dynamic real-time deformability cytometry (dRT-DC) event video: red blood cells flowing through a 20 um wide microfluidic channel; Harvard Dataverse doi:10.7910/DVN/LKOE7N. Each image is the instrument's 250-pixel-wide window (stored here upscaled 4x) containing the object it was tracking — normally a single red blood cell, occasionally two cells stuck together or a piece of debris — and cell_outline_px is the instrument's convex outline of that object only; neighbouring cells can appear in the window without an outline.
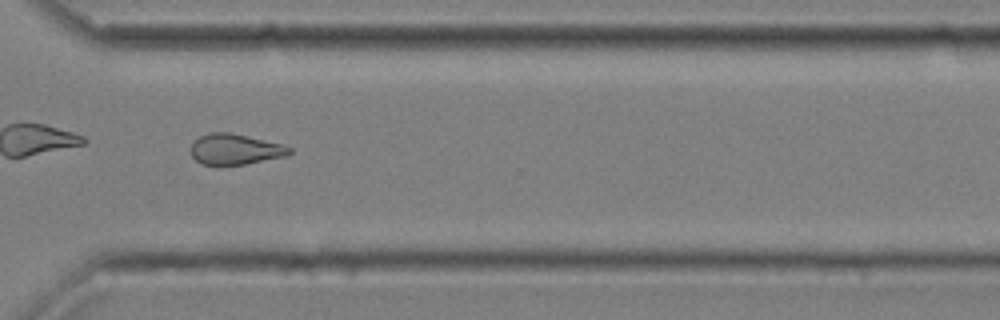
{"species": "common noctule bat (a hibernating species)", "species_latin": "Nyctalus noctula", "temperature_condition": "cold", "stored_images_in_passage": 35, "camera_frame_rate_fps": 3000, "um_per_image_px": 0.085, "animal": {"sex": "male", "body_mass_g": 20.4}, "frame": {"image": 1, "passage_image": 25, "time_ms": 8.0, "image_size_px": [1000, 320], "cell_outline_px": [[292, 152], [288, 156], [244, 164], [220, 168], [216, 168], [204, 164], [196, 160], [188, 152], [188, 148], [192, 140], [208, 132], [228, 132], [248, 136], [284, 144], [292, 148]], "centroid_in_image_um": [19.92, 12.71], "position_along_channel_um": 350.7, "area_um2": 18.55}, "authors_computed_cell_mechanics": {"area_um2": 18.0914, "velocity_mm_per_s": 3.6487, "shape_relaxation_time_tau1_ms": null, "shape_relaxation_time_tau2_ms": 3.5436, "deformation_change_tau1": null, "deformation_change_tau2": 0.1046}}